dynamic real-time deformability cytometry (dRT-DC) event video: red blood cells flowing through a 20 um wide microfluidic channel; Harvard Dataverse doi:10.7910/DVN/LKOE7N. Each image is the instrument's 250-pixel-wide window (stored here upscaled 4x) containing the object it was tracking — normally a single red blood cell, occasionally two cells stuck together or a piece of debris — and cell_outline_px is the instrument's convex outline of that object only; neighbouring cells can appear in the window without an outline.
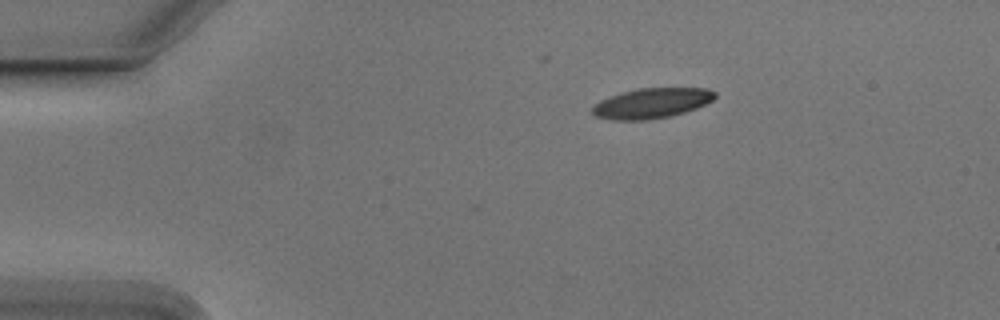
{"species": "Egyptian fruit bat (a non-hibernating species)", "species_latin": "Rousettus aegyptiacus", "temperature_condition": "cold", "stored_images_in_passage": 8, "camera_frame_rate_fps": 3000, "um_per_image_px": 0.085, "animal": {"sex": "male"}, "frame": {"image": 1, "passage_image": 8, "time_ms": 2.333, "image_size_px": [1000, 320], "cell_outline_px": [[716, 96], [712, 100], [696, 108], [684, 112], [668, 116], [648, 120], [608, 120], [596, 116], [592, 112], [592, 104], [600, 100], [636, 88], [708, 88], [716, 92]], "centroid_in_image_um": [55.37, 8.77], "position_along_channel_um": 29.6, "area_um2": 21.5}}